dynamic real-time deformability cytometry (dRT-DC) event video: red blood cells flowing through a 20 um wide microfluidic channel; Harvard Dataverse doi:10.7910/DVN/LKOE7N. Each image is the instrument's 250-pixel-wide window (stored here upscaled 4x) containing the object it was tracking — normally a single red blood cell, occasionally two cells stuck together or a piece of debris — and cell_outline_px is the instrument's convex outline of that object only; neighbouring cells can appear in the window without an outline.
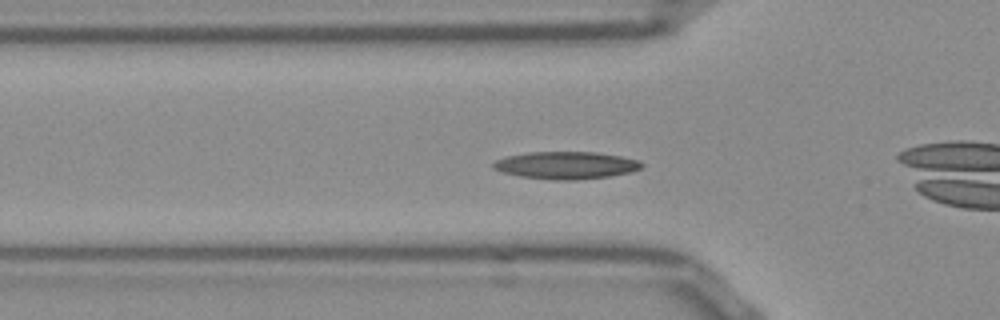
{"species": "Egyptian fruit bat (a non-hibernating species)", "species_latin": "Rousettus aegyptiacus", "temperature_condition": "room temperature", "stored_images_in_passage": 45, "camera_frame_rate_fps": 3000, "um_per_image_px": 0.085, "frame": {"image": 1, "passage_image": 8, "time_ms": 2.333, "image_size_px": [1000, 320], "cell_outline_px": [[644, 164], [640, 168], [632, 172], [608, 176], [576, 180], [552, 180], [520, 176], [504, 172], [492, 168], [492, 164], [496, 160], [508, 156], [528, 152], [596, 152], [620, 156], [640, 160]], "centroid_in_image_um": [48.13, 14.05], "position_along_channel_um": 77.7, "area_um2": 23.64}}
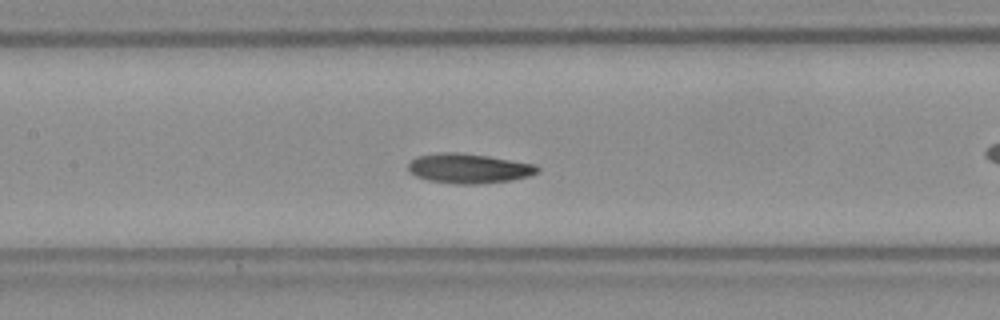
{"frame": {"image": 2, "passage_image": 15, "time_ms": 4.667, "image_size_px": [1000, 320], "cell_outline_px": [[540, 168], [536, 172], [528, 176], [512, 180], [476, 184], [456, 184], [428, 180], [416, 176], [408, 168], [408, 164], [416, 156], [440, 152], [452, 152], [488, 156], [536, 164]], "centroid_in_image_um": [39.84, 14.31], "position_along_channel_um": 167.6, "area_um2": 22.2}}
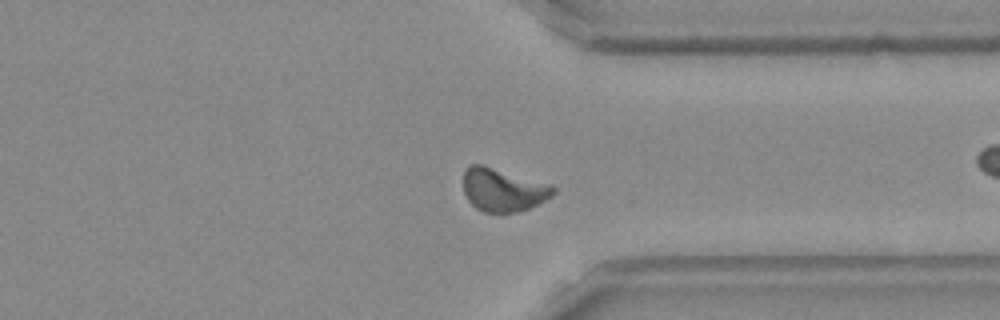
{"frame": {"image": 3, "passage_image": 31, "time_ms": 10.0, "image_size_px": [1000, 320], "cell_outline_px": [[556, 192], [552, 196], [528, 208], [516, 212], [484, 212], [476, 208], [468, 200], [464, 192], [464, 168], [468, 164], [484, 164], [556, 188]], "centroid_in_image_um": [42.68, 16.13], "position_along_channel_um": 368.7, "area_um2": 22.14}}